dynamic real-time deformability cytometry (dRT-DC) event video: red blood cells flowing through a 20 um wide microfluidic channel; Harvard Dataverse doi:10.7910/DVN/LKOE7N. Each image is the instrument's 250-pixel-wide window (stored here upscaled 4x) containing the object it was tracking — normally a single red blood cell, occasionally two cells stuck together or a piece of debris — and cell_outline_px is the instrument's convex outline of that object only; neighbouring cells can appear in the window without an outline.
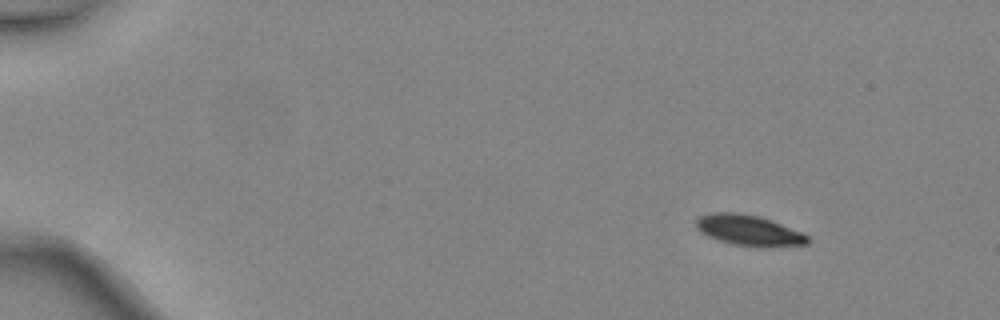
{"species": "common noctule bat (a hibernating species)", "species_latin": "Nyctalus noctula", "temperature_condition": "warm", "stored_images_in_passage": 5, "camera_frame_rate_fps": 3000, "um_per_image_px": 0.085, "animal": {"sex": "female", "body_mass_g": 24.6, "forearm_length_mm": 56.2}, "frame": {"image": 1, "passage_image": 2, "time_ms": 0.333, "image_size_px": [1000, 320], "cell_outline_px": [[808, 244], [764, 248], [760, 248], [732, 244], [708, 236], [700, 232], [696, 228], [696, 220], [700, 216], [712, 212], [740, 212], [760, 216], [772, 220], [800, 232], [808, 236]], "centroid_in_image_um": [63.64, 19.58], "position_along_channel_um": 21.4, "area_um2": 20.11}}
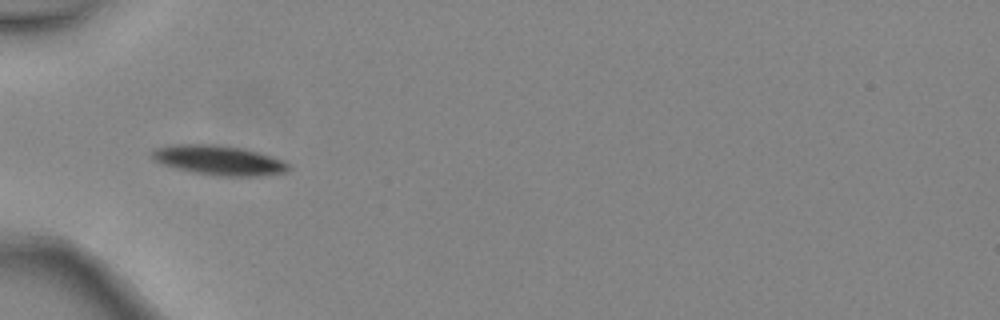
{"frame": {"image": 2, "passage_image": 5, "time_ms": 1.333, "image_size_px": [1000, 320], "cell_outline_px": [[292, 168], [288, 172], [260, 176], [216, 176], [192, 172], [160, 164], [152, 160], [148, 156], [156, 148], [176, 144], [216, 144], [240, 148], [256, 152], [284, 160]], "centroid_in_image_um": [18.58, 13.63], "position_along_channel_um": 66.4, "area_um2": 23.81}}